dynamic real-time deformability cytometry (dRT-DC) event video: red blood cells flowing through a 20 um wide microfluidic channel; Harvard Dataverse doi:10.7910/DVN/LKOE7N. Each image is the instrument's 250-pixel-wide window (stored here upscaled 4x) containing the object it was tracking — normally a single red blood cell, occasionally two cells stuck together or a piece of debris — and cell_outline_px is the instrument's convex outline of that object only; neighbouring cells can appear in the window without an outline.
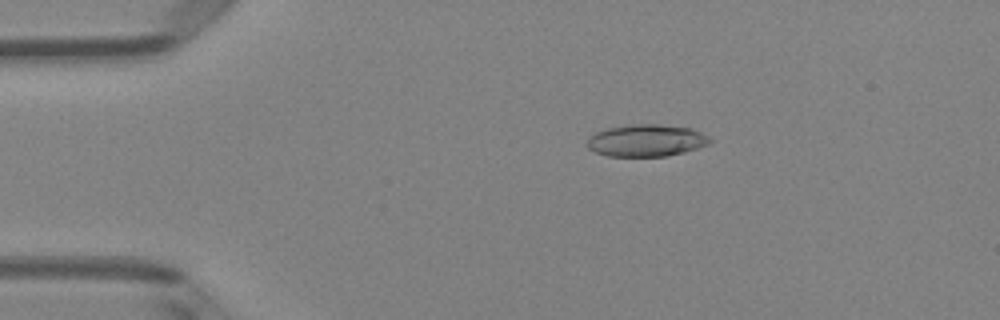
{"species": "Egyptian fruit bat (a non-hibernating species)", "species_latin": "Rousettus aegyptiacus", "temperature_condition": "room temperature", "stored_images_in_passage": 43, "camera_frame_rate_fps": 3000, "um_per_image_px": 0.085, "animal": {"sex": "female"}, "frame": {"image": 1, "passage_image": 3, "time_ms": 0.667, "image_size_px": [1000, 320], "cell_outline_px": [[712, 140], [708, 144], [684, 152], [664, 156], [608, 156], [596, 152], [588, 148], [588, 136], [596, 132], [608, 128], [632, 124], [660, 124], [692, 128], [708, 136]], "centroid_in_image_um": [54.93, 11.93], "position_along_channel_um": 30.1, "area_um2": 22.83}}
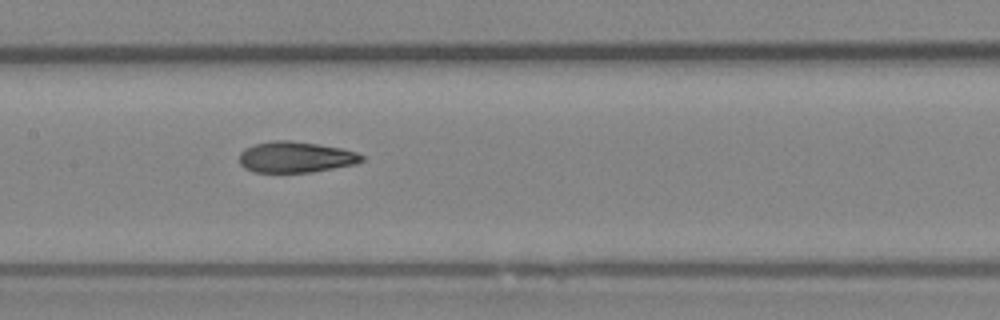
{"frame": {"image": 2, "passage_image": 18, "time_ms": 5.667, "image_size_px": [1000, 320], "cell_outline_px": [[364, 160], [356, 164], [312, 172], [252, 172], [244, 168], [240, 164], [240, 152], [244, 148], [256, 144], [272, 140], [288, 140], [316, 144], [340, 148], [356, 152], [364, 156]], "centroid_in_image_um": [25.12, 13.36], "position_along_channel_um": 182.3, "area_um2": 22.08}}
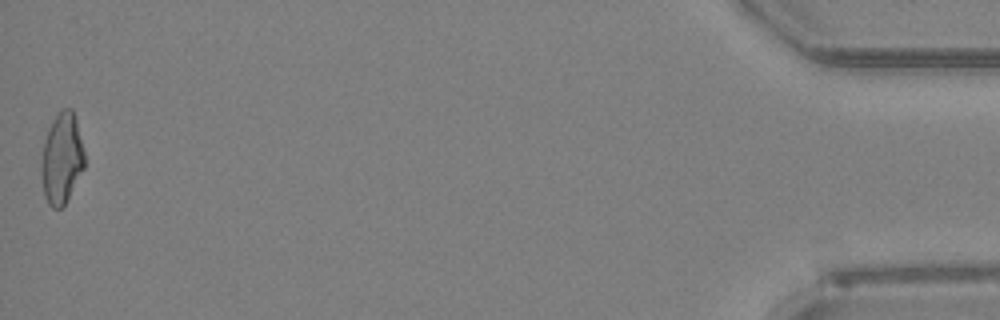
{"frame": {"image": 3, "passage_image": 43, "time_ms": 14.0, "image_size_px": [1000, 320], "cell_outline_px": [[84, 168], [64, 204], [60, 208], [52, 208], [48, 204], [44, 196], [40, 172], [44, 144], [48, 128], [52, 120], [64, 108], [72, 108], [76, 120], [84, 152]], "centroid_in_image_um": [5.23, 13.48], "position_along_channel_um": 430.0, "area_um2": 22.54}, "authors_computed_cell_mechanics": {"area_um2": 22.7154, "velocity_mm_per_s": 4.1109, "shape_relaxation_time_tau1_ms": 10.8919, "shape_relaxation_time_tau2_ms": 2.2219, "deformation_change_tau1": 0.2743, "deformation_change_tau2": 0.1102}}